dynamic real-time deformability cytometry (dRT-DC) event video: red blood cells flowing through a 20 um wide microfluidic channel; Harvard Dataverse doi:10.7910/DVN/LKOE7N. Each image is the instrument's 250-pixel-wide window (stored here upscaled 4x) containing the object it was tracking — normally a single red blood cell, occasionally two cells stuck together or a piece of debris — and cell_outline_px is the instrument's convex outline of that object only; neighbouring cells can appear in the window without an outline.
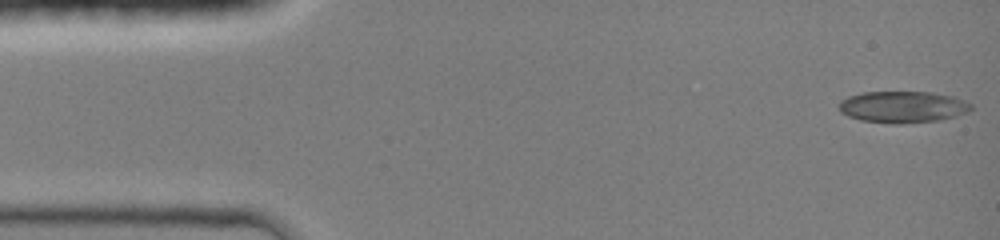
{"species": "common noctule bat (a hibernating species)", "species_latin": "Nyctalus noctula", "temperature_condition": "room temperature", "stored_images_in_passage": 37, "camera_frame_rate_fps": 3000, "um_per_image_px": 0.085, "animal": {"sex": "female", "body_mass_g": 19.0, "forearm_length_mm": 51.5}, "frame": {"image": 1, "passage_image": 1, "time_ms": 0.0, "image_size_px": [1000, 240], "cell_outline_px": [[972, 108], [968, 112], [956, 116], [940, 120], [896, 124], [860, 120], [848, 116], [840, 112], [840, 100], [848, 96], [860, 92], [932, 92], [952, 96], [964, 100], [972, 104]], "centroid_in_image_um": [76.73, 9.08], "position_along_channel_um": 8.3, "area_um2": 24.39}}
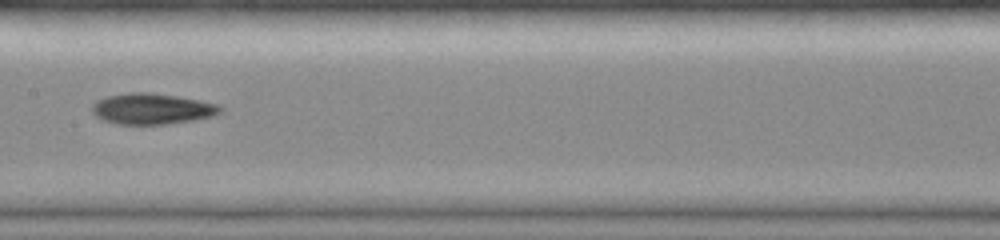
{"frame": {"image": 2, "passage_image": 21, "time_ms": 7.0, "image_size_px": [1000, 240], "cell_outline_px": [[224, 108], [220, 112], [212, 116], [196, 120], [168, 124], [116, 124], [104, 120], [96, 116], [92, 112], [92, 104], [96, 100], [108, 96], [128, 92], [152, 92], [200, 100], [216, 104]], "centroid_in_image_um": [12.91, 9.24], "position_along_channel_um": 194.5, "area_um2": 23.18}}
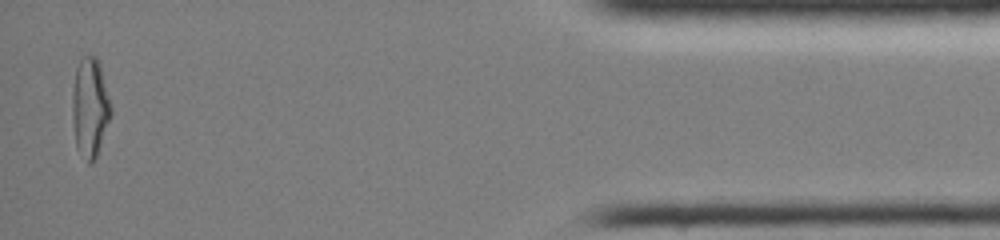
{"frame": {"image": 3, "passage_image": 37, "time_ms": 14.0, "image_size_px": [1000, 240], "cell_outline_px": [[112, 116], [96, 156], [92, 164], [88, 164], [76, 148], [72, 120], [72, 92], [76, 68], [80, 56], [96, 56], [100, 60], [112, 108]], "centroid_in_image_um": [7.66, 9.11], "position_along_channel_um": 427.5, "area_um2": 22.95}, "authors_computed_cell_mechanics": {"area_um2": 22.7154, "velocity_mm_per_s": 4.2715, "shape_relaxation_time_tau1_ms": 10.5384, "shape_relaxation_time_tau2_ms": 9.2242, "deformation_change_tau1": 0.3277, "deformation_change_tau2": 0.1815}}